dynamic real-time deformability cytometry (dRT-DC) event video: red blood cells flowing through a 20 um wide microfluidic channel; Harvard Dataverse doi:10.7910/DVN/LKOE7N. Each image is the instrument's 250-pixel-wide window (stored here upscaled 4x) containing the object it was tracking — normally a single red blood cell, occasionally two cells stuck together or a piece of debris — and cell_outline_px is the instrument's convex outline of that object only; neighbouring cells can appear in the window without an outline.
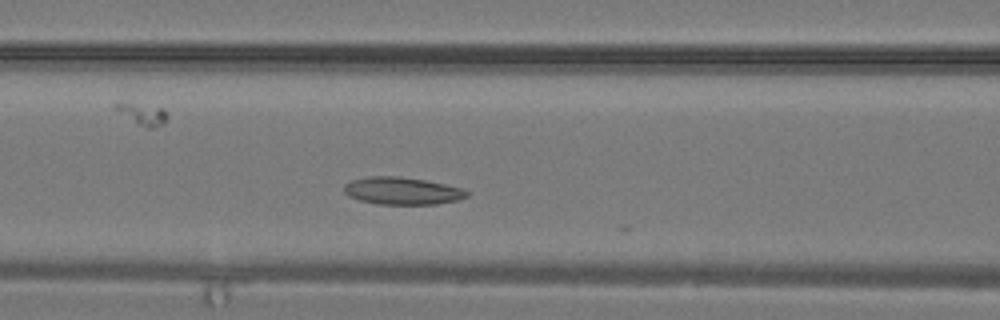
{"species": "common noctule bat (a hibernating species)", "species_latin": "Nyctalus noctula", "temperature_condition": "warm", "stored_images_in_passage": 16, "camera_frame_rate_fps": 3000, "um_per_image_px": 0.085, "animal": {"sex": "male", "body_mass_g": 19.2, "forearm_length_mm": 51.8}, "frame": {"image": 1, "passage_image": 7, "time_ms": 2.0, "image_size_px": [1000, 320], "cell_outline_px": [[468, 196], [456, 200], [436, 204], [376, 204], [360, 200], [348, 196], [344, 192], [344, 184], [352, 180], [368, 176], [400, 176], [424, 180], [464, 188], [468, 192]], "centroid_in_image_um": [34.16, 16.22], "position_along_channel_um": 132.4, "area_um2": 19.59}}
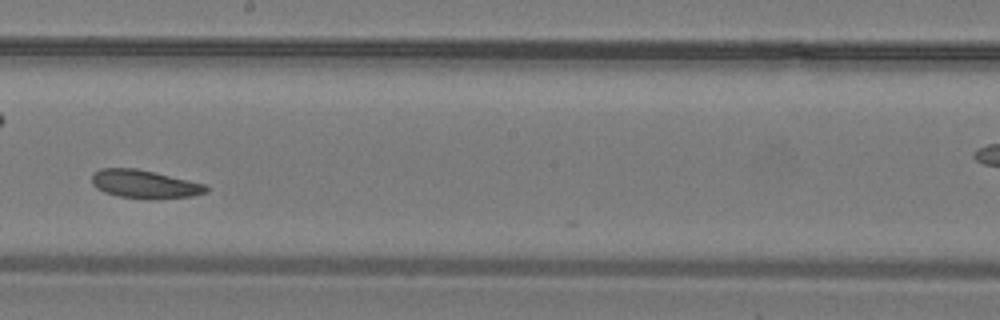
{"frame": {"image": 2, "passage_image": 12, "time_ms": 3.667, "image_size_px": [1000, 320], "cell_outline_px": [[208, 192], [192, 196], [156, 200], [116, 196], [104, 192], [96, 188], [92, 184], [92, 172], [100, 168], [136, 168], [204, 184], [208, 188]], "centroid_in_image_um": [12.25, 15.66], "position_along_channel_um": 236.0, "area_um2": 18.96}}
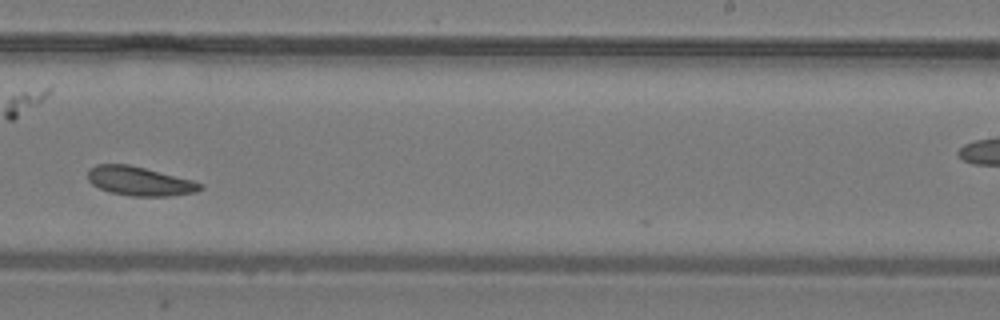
{"frame": {"image": 3, "passage_image": 14, "time_ms": 4.333, "image_size_px": [1000, 320], "cell_outline_px": [[204, 188], [196, 192], [168, 196], [132, 196], [108, 192], [92, 184], [88, 180], [88, 168], [96, 164], [128, 164], [192, 180], [204, 184]], "centroid_in_image_um": [11.85, 15.4], "position_along_channel_um": 277.1, "area_um2": 19.02}}